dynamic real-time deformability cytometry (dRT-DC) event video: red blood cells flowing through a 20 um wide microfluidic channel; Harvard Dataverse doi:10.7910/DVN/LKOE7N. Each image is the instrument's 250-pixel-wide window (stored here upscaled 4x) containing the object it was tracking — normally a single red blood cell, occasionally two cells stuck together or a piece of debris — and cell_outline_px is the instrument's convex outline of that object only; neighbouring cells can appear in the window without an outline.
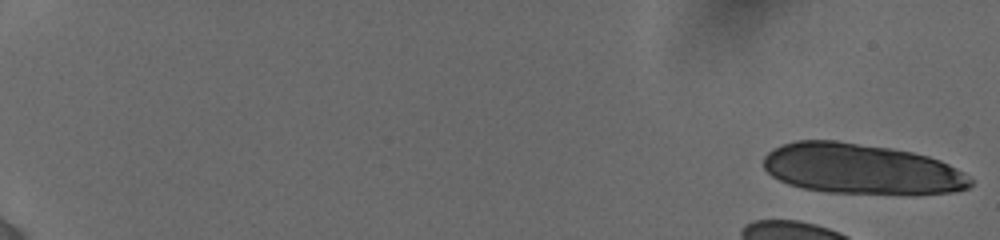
{"species": "human", "species_latin": "Homo sapiens", "temperature_condition": "cold", "stored_images_in_passage": 15, "camera_frame_rate_fps": 3000, "um_per_image_px": 0.085, "donor": {"sex": "female"}, "frame": {"image": 1, "passage_image": 1, "time_ms": 0.0, "image_size_px": [1000, 240], "cell_outline_px": [[972, 184], [968, 188], [956, 192], [916, 196], [904, 196], [828, 192], [804, 188], [788, 184], [772, 176], [764, 168], [764, 156], [768, 152], [784, 144], [796, 140], [836, 140], [892, 148], [912, 152], [928, 156], [940, 160], [964, 172], [972, 180]], "centroid_in_image_um": [73.29, 14.4], "position_along_channel_um": 11.7, "area_um2": 61.9}}